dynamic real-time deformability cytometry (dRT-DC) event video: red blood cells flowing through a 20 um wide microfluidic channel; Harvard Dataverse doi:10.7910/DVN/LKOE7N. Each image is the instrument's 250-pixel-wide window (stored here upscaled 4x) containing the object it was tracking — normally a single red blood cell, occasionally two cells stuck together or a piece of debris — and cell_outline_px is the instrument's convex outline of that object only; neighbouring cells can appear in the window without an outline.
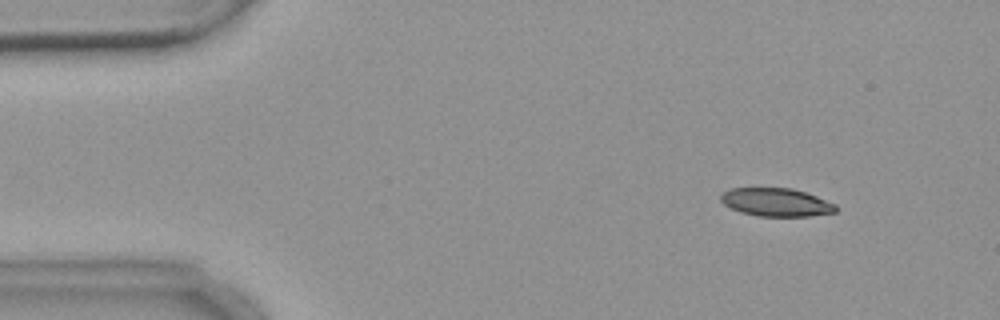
{"species": "common noctule bat (a hibernating species)", "species_latin": "Nyctalus noctula", "temperature_condition": "warm", "stored_images_in_passage": 7, "camera_frame_rate_fps": 3000, "um_per_image_px": 0.085, "animal": {"sex": "female", "body_mass_g": 18.4}, "frame": {"image": 1, "passage_image": 2, "time_ms": 1.0, "image_size_px": [1000, 320], "cell_outline_px": [[840, 208], [836, 212], [808, 216], [756, 216], [740, 212], [724, 204], [720, 200], [720, 196], [724, 192], [732, 188], [792, 188], [816, 196], [836, 204]], "centroid_in_image_um": [66.0, 17.2], "position_along_channel_um": 19.0, "area_um2": 18.9}}
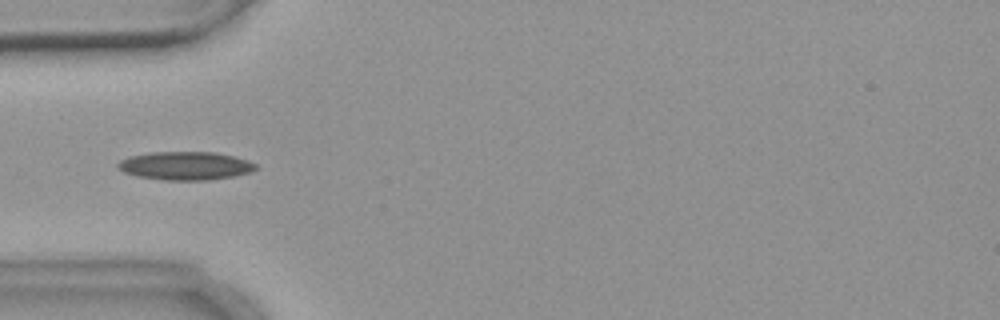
{"frame": {"image": 2, "passage_image": 5, "time_ms": 4.667, "image_size_px": [1000, 320], "cell_outline_px": [[256, 168], [248, 172], [232, 176], [208, 180], [164, 180], [136, 176], [124, 172], [116, 168], [116, 164], [120, 160], [128, 156], [148, 152], [216, 152], [248, 160], [256, 164]], "centroid_in_image_um": [15.68, 14.08], "position_along_channel_um": 69.3, "area_um2": 22.77}}
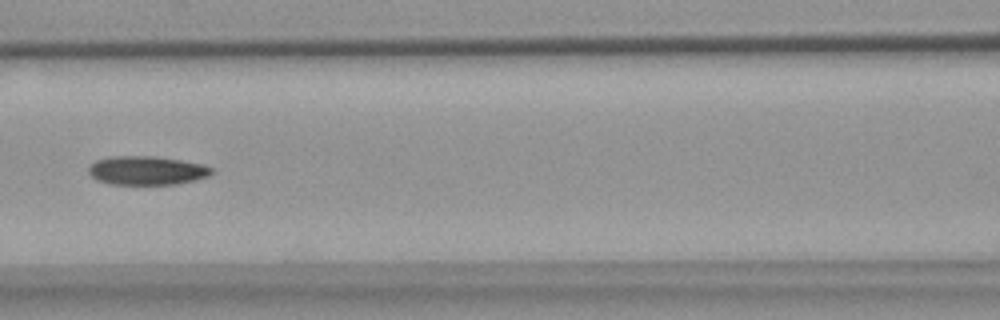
{"frame": {"image": 3, "passage_image": 7, "time_ms": 7.0, "image_size_px": [1000, 320], "cell_outline_px": [[212, 172], [208, 176], [196, 180], [176, 184], [112, 184], [96, 180], [88, 172], [88, 168], [96, 160], [108, 156], [156, 156], [204, 164], [212, 168]], "centroid_in_image_um": [12.47, 14.48], "position_along_channel_um": 154.1, "area_um2": 20.69}}